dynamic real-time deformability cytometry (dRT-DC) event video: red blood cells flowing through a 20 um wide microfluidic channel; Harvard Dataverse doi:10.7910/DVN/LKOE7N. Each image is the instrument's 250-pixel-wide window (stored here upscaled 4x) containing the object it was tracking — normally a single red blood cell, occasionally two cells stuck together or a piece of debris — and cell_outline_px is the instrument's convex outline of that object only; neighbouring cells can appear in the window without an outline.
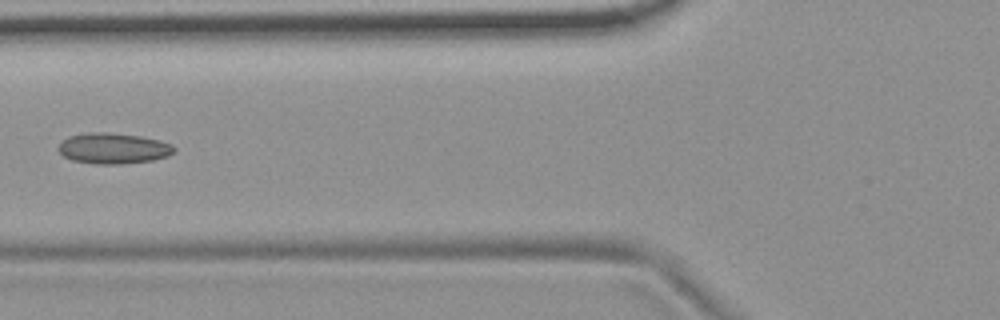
{"species": "common noctule bat (a hibernating species)", "species_latin": "Nyctalus noctula", "temperature_condition": "room temperature", "stored_images_in_passage": 6, "camera_frame_rate_fps": 3000, "um_per_image_px": 0.085, "animal": {"sex": "female", "body_mass_g": 19.9}, "frame": {"image": 1, "passage_image": 6, "time_ms": 1.667, "image_size_px": [1000, 320], "cell_outline_px": [[176, 148], [168, 156], [152, 160], [124, 164], [92, 164], [72, 160], [64, 156], [56, 148], [68, 136], [88, 132], [108, 132], [140, 136], [160, 140], [172, 144]], "centroid_in_image_um": [9.62, 12.61], "position_along_channel_um": 116.2, "area_um2": 20.87}}